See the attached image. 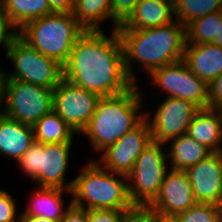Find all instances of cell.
Returning a JSON list of instances; mask_svg holds the SVG:
<instances>
[{
  "label": "cell",
  "mask_w": 222,
  "mask_h": 222,
  "mask_svg": "<svg viewBox=\"0 0 222 222\" xmlns=\"http://www.w3.org/2000/svg\"><path fill=\"white\" fill-rule=\"evenodd\" d=\"M63 79L100 97L122 94L135 84L126 73L124 53L117 30L108 38L103 31H85L76 41Z\"/></svg>",
  "instance_id": "cell-1"
},
{
  "label": "cell",
  "mask_w": 222,
  "mask_h": 222,
  "mask_svg": "<svg viewBox=\"0 0 222 222\" xmlns=\"http://www.w3.org/2000/svg\"><path fill=\"white\" fill-rule=\"evenodd\" d=\"M123 46L124 66L131 81L135 75L130 62L143 63L146 72L152 73L163 66L183 60L186 35L185 26L173 21L164 26L138 30H117Z\"/></svg>",
  "instance_id": "cell-2"
},
{
  "label": "cell",
  "mask_w": 222,
  "mask_h": 222,
  "mask_svg": "<svg viewBox=\"0 0 222 222\" xmlns=\"http://www.w3.org/2000/svg\"><path fill=\"white\" fill-rule=\"evenodd\" d=\"M137 89L135 84L122 94L99 99L94 114L81 132L89 138L94 151L100 153L115 144L145 118V114L138 113L142 95Z\"/></svg>",
  "instance_id": "cell-3"
},
{
  "label": "cell",
  "mask_w": 222,
  "mask_h": 222,
  "mask_svg": "<svg viewBox=\"0 0 222 222\" xmlns=\"http://www.w3.org/2000/svg\"><path fill=\"white\" fill-rule=\"evenodd\" d=\"M115 175L127 180L125 175L109 173L98 161H89L74 179L71 189L72 204L87 210H127L131 208L133 204L128 195V184ZM85 201L87 206H85Z\"/></svg>",
  "instance_id": "cell-4"
},
{
  "label": "cell",
  "mask_w": 222,
  "mask_h": 222,
  "mask_svg": "<svg viewBox=\"0 0 222 222\" xmlns=\"http://www.w3.org/2000/svg\"><path fill=\"white\" fill-rule=\"evenodd\" d=\"M18 32L31 47L63 66L85 30L72 13H51L27 22Z\"/></svg>",
  "instance_id": "cell-5"
},
{
  "label": "cell",
  "mask_w": 222,
  "mask_h": 222,
  "mask_svg": "<svg viewBox=\"0 0 222 222\" xmlns=\"http://www.w3.org/2000/svg\"><path fill=\"white\" fill-rule=\"evenodd\" d=\"M71 145L72 142L43 144L35 140L17 162L38 187L60 188L71 194L74 180L66 184L64 179Z\"/></svg>",
  "instance_id": "cell-6"
},
{
  "label": "cell",
  "mask_w": 222,
  "mask_h": 222,
  "mask_svg": "<svg viewBox=\"0 0 222 222\" xmlns=\"http://www.w3.org/2000/svg\"><path fill=\"white\" fill-rule=\"evenodd\" d=\"M15 71L5 74V80H20L54 89L63 79V66L31 47L19 35L7 50Z\"/></svg>",
  "instance_id": "cell-7"
},
{
  "label": "cell",
  "mask_w": 222,
  "mask_h": 222,
  "mask_svg": "<svg viewBox=\"0 0 222 222\" xmlns=\"http://www.w3.org/2000/svg\"><path fill=\"white\" fill-rule=\"evenodd\" d=\"M54 89L20 80H4L2 113L22 124L34 126L53 111Z\"/></svg>",
  "instance_id": "cell-8"
},
{
  "label": "cell",
  "mask_w": 222,
  "mask_h": 222,
  "mask_svg": "<svg viewBox=\"0 0 222 222\" xmlns=\"http://www.w3.org/2000/svg\"><path fill=\"white\" fill-rule=\"evenodd\" d=\"M152 141L137 158L132 171L127 175L128 195L133 205L149 206L157 197L164 177L168 172V154ZM131 184V185H130Z\"/></svg>",
  "instance_id": "cell-9"
},
{
  "label": "cell",
  "mask_w": 222,
  "mask_h": 222,
  "mask_svg": "<svg viewBox=\"0 0 222 222\" xmlns=\"http://www.w3.org/2000/svg\"><path fill=\"white\" fill-rule=\"evenodd\" d=\"M150 76L168 97L191 101L200 109L208 108L209 85L191 72L183 60L156 69Z\"/></svg>",
  "instance_id": "cell-10"
},
{
  "label": "cell",
  "mask_w": 222,
  "mask_h": 222,
  "mask_svg": "<svg viewBox=\"0 0 222 222\" xmlns=\"http://www.w3.org/2000/svg\"><path fill=\"white\" fill-rule=\"evenodd\" d=\"M101 97L62 79L54 88L53 111L77 134L88 125Z\"/></svg>",
  "instance_id": "cell-11"
},
{
  "label": "cell",
  "mask_w": 222,
  "mask_h": 222,
  "mask_svg": "<svg viewBox=\"0 0 222 222\" xmlns=\"http://www.w3.org/2000/svg\"><path fill=\"white\" fill-rule=\"evenodd\" d=\"M149 115L150 113H146L145 118L136 127L102 151L101 163L99 162L102 167L109 172L125 176L132 171L137 158L152 142Z\"/></svg>",
  "instance_id": "cell-12"
},
{
  "label": "cell",
  "mask_w": 222,
  "mask_h": 222,
  "mask_svg": "<svg viewBox=\"0 0 222 222\" xmlns=\"http://www.w3.org/2000/svg\"><path fill=\"white\" fill-rule=\"evenodd\" d=\"M200 108L181 98L167 97L149 121L152 141L166 144L188 132V127Z\"/></svg>",
  "instance_id": "cell-13"
},
{
  "label": "cell",
  "mask_w": 222,
  "mask_h": 222,
  "mask_svg": "<svg viewBox=\"0 0 222 222\" xmlns=\"http://www.w3.org/2000/svg\"><path fill=\"white\" fill-rule=\"evenodd\" d=\"M196 203L193 188L185 170L166 173L160 191L149 207L158 215L176 217Z\"/></svg>",
  "instance_id": "cell-14"
},
{
  "label": "cell",
  "mask_w": 222,
  "mask_h": 222,
  "mask_svg": "<svg viewBox=\"0 0 222 222\" xmlns=\"http://www.w3.org/2000/svg\"><path fill=\"white\" fill-rule=\"evenodd\" d=\"M185 171L196 203L222 206V152H212Z\"/></svg>",
  "instance_id": "cell-15"
},
{
  "label": "cell",
  "mask_w": 222,
  "mask_h": 222,
  "mask_svg": "<svg viewBox=\"0 0 222 222\" xmlns=\"http://www.w3.org/2000/svg\"><path fill=\"white\" fill-rule=\"evenodd\" d=\"M173 15V0H140L134 11L116 30H138L164 26L174 21Z\"/></svg>",
  "instance_id": "cell-16"
},
{
  "label": "cell",
  "mask_w": 222,
  "mask_h": 222,
  "mask_svg": "<svg viewBox=\"0 0 222 222\" xmlns=\"http://www.w3.org/2000/svg\"><path fill=\"white\" fill-rule=\"evenodd\" d=\"M183 61L210 85L222 73V47L212 43L186 45Z\"/></svg>",
  "instance_id": "cell-17"
},
{
  "label": "cell",
  "mask_w": 222,
  "mask_h": 222,
  "mask_svg": "<svg viewBox=\"0 0 222 222\" xmlns=\"http://www.w3.org/2000/svg\"><path fill=\"white\" fill-rule=\"evenodd\" d=\"M34 141L33 126L0 113V154L18 161Z\"/></svg>",
  "instance_id": "cell-18"
},
{
  "label": "cell",
  "mask_w": 222,
  "mask_h": 222,
  "mask_svg": "<svg viewBox=\"0 0 222 222\" xmlns=\"http://www.w3.org/2000/svg\"><path fill=\"white\" fill-rule=\"evenodd\" d=\"M188 135L212 152H222V110L200 109L188 127Z\"/></svg>",
  "instance_id": "cell-19"
},
{
  "label": "cell",
  "mask_w": 222,
  "mask_h": 222,
  "mask_svg": "<svg viewBox=\"0 0 222 222\" xmlns=\"http://www.w3.org/2000/svg\"><path fill=\"white\" fill-rule=\"evenodd\" d=\"M170 141L168 159H171L170 166L172 165L171 169L174 170H186L212 153L205 145L200 144L187 133Z\"/></svg>",
  "instance_id": "cell-20"
},
{
  "label": "cell",
  "mask_w": 222,
  "mask_h": 222,
  "mask_svg": "<svg viewBox=\"0 0 222 222\" xmlns=\"http://www.w3.org/2000/svg\"><path fill=\"white\" fill-rule=\"evenodd\" d=\"M60 188L38 187L33 194L31 204L21 215H32L61 221L67 209L63 208V193ZM64 209V210H63Z\"/></svg>",
  "instance_id": "cell-21"
},
{
  "label": "cell",
  "mask_w": 222,
  "mask_h": 222,
  "mask_svg": "<svg viewBox=\"0 0 222 222\" xmlns=\"http://www.w3.org/2000/svg\"><path fill=\"white\" fill-rule=\"evenodd\" d=\"M72 14L85 31H101L100 22L107 18L114 22V30L119 27L111 16V0H74Z\"/></svg>",
  "instance_id": "cell-22"
},
{
  "label": "cell",
  "mask_w": 222,
  "mask_h": 222,
  "mask_svg": "<svg viewBox=\"0 0 222 222\" xmlns=\"http://www.w3.org/2000/svg\"><path fill=\"white\" fill-rule=\"evenodd\" d=\"M0 8L17 29L31 20L50 14L48 0H0Z\"/></svg>",
  "instance_id": "cell-23"
},
{
  "label": "cell",
  "mask_w": 222,
  "mask_h": 222,
  "mask_svg": "<svg viewBox=\"0 0 222 222\" xmlns=\"http://www.w3.org/2000/svg\"><path fill=\"white\" fill-rule=\"evenodd\" d=\"M34 137L38 142L63 143L72 142L73 135L77 134L72 128L54 111L44 115L34 126Z\"/></svg>",
  "instance_id": "cell-24"
},
{
  "label": "cell",
  "mask_w": 222,
  "mask_h": 222,
  "mask_svg": "<svg viewBox=\"0 0 222 222\" xmlns=\"http://www.w3.org/2000/svg\"><path fill=\"white\" fill-rule=\"evenodd\" d=\"M218 21H222V11L196 18L186 24V45L209 44L212 41H218Z\"/></svg>",
  "instance_id": "cell-25"
},
{
  "label": "cell",
  "mask_w": 222,
  "mask_h": 222,
  "mask_svg": "<svg viewBox=\"0 0 222 222\" xmlns=\"http://www.w3.org/2000/svg\"><path fill=\"white\" fill-rule=\"evenodd\" d=\"M174 15L182 25L196 18L222 11V0H173Z\"/></svg>",
  "instance_id": "cell-26"
},
{
  "label": "cell",
  "mask_w": 222,
  "mask_h": 222,
  "mask_svg": "<svg viewBox=\"0 0 222 222\" xmlns=\"http://www.w3.org/2000/svg\"><path fill=\"white\" fill-rule=\"evenodd\" d=\"M179 222H221L222 206L209 203H195L186 211L178 214Z\"/></svg>",
  "instance_id": "cell-27"
},
{
  "label": "cell",
  "mask_w": 222,
  "mask_h": 222,
  "mask_svg": "<svg viewBox=\"0 0 222 222\" xmlns=\"http://www.w3.org/2000/svg\"><path fill=\"white\" fill-rule=\"evenodd\" d=\"M156 213L149 206L133 205L123 212L121 222H155Z\"/></svg>",
  "instance_id": "cell-28"
},
{
  "label": "cell",
  "mask_w": 222,
  "mask_h": 222,
  "mask_svg": "<svg viewBox=\"0 0 222 222\" xmlns=\"http://www.w3.org/2000/svg\"><path fill=\"white\" fill-rule=\"evenodd\" d=\"M140 0H111V16L121 25L134 11Z\"/></svg>",
  "instance_id": "cell-29"
},
{
  "label": "cell",
  "mask_w": 222,
  "mask_h": 222,
  "mask_svg": "<svg viewBox=\"0 0 222 222\" xmlns=\"http://www.w3.org/2000/svg\"><path fill=\"white\" fill-rule=\"evenodd\" d=\"M18 30L19 29L12 24L8 16L0 8V44L4 46L6 53L11 47L13 40L19 35Z\"/></svg>",
  "instance_id": "cell-30"
},
{
  "label": "cell",
  "mask_w": 222,
  "mask_h": 222,
  "mask_svg": "<svg viewBox=\"0 0 222 222\" xmlns=\"http://www.w3.org/2000/svg\"><path fill=\"white\" fill-rule=\"evenodd\" d=\"M16 206L11 195L0 189V222H19L16 221Z\"/></svg>",
  "instance_id": "cell-31"
},
{
  "label": "cell",
  "mask_w": 222,
  "mask_h": 222,
  "mask_svg": "<svg viewBox=\"0 0 222 222\" xmlns=\"http://www.w3.org/2000/svg\"><path fill=\"white\" fill-rule=\"evenodd\" d=\"M124 211L115 209L87 210V220L88 222H121Z\"/></svg>",
  "instance_id": "cell-32"
},
{
  "label": "cell",
  "mask_w": 222,
  "mask_h": 222,
  "mask_svg": "<svg viewBox=\"0 0 222 222\" xmlns=\"http://www.w3.org/2000/svg\"><path fill=\"white\" fill-rule=\"evenodd\" d=\"M208 108L222 110V73L209 85Z\"/></svg>",
  "instance_id": "cell-33"
},
{
  "label": "cell",
  "mask_w": 222,
  "mask_h": 222,
  "mask_svg": "<svg viewBox=\"0 0 222 222\" xmlns=\"http://www.w3.org/2000/svg\"><path fill=\"white\" fill-rule=\"evenodd\" d=\"M60 222H88L87 209L76 207L70 202Z\"/></svg>",
  "instance_id": "cell-34"
},
{
  "label": "cell",
  "mask_w": 222,
  "mask_h": 222,
  "mask_svg": "<svg viewBox=\"0 0 222 222\" xmlns=\"http://www.w3.org/2000/svg\"><path fill=\"white\" fill-rule=\"evenodd\" d=\"M51 13H72L74 0H48Z\"/></svg>",
  "instance_id": "cell-35"
},
{
  "label": "cell",
  "mask_w": 222,
  "mask_h": 222,
  "mask_svg": "<svg viewBox=\"0 0 222 222\" xmlns=\"http://www.w3.org/2000/svg\"><path fill=\"white\" fill-rule=\"evenodd\" d=\"M19 218V222H60L56 220H51L44 217L32 216V215H22Z\"/></svg>",
  "instance_id": "cell-36"
},
{
  "label": "cell",
  "mask_w": 222,
  "mask_h": 222,
  "mask_svg": "<svg viewBox=\"0 0 222 222\" xmlns=\"http://www.w3.org/2000/svg\"><path fill=\"white\" fill-rule=\"evenodd\" d=\"M5 74L3 70H0V109L3 108V94H4V80H5ZM2 110H0V113Z\"/></svg>",
  "instance_id": "cell-37"
},
{
  "label": "cell",
  "mask_w": 222,
  "mask_h": 222,
  "mask_svg": "<svg viewBox=\"0 0 222 222\" xmlns=\"http://www.w3.org/2000/svg\"><path fill=\"white\" fill-rule=\"evenodd\" d=\"M155 222H179L176 217H166L156 214Z\"/></svg>",
  "instance_id": "cell-38"
},
{
  "label": "cell",
  "mask_w": 222,
  "mask_h": 222,
  "mask_svg": "<svg viewBox=\"0 0 222 222\" xmlns=\"http://www.w3.org/2000/svg\"><path fill=\"white\" fill-rule=\"evenodd\" d=\"M212 44L222 47V21H218V41H212Z\"/></svg>",
  "instance_id": "cell-39"
}]
</instances>
